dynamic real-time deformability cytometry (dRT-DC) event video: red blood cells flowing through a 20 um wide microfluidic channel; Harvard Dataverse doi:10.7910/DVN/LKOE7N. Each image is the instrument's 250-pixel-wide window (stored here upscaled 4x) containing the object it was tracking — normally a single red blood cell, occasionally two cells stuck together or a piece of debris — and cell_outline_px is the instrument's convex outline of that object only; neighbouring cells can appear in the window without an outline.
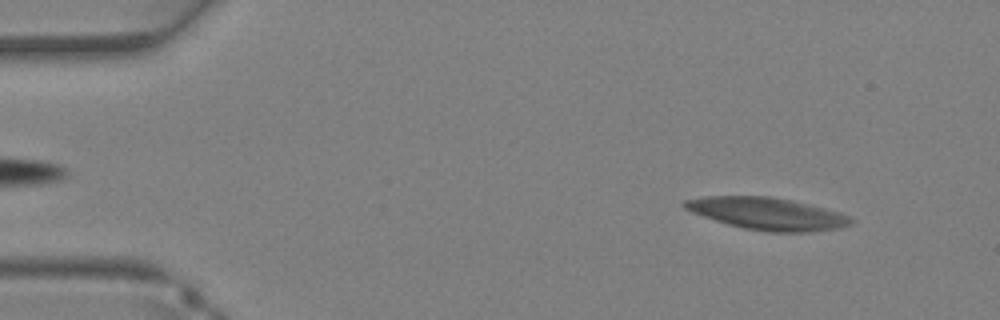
{"species": "Egyptian fruit bat (a non-hibernating species)", "species_latin": "Rousettus aegyptiacus", "temperature_condition": "warm", "stored_images_in_passage": 38, "camera_frame_rate_fps": 3000, "um_per_image_px": 0.085, "animal": {"sex": "female"}, "frame": {"image": 1, "passage_image": 3, "time_ms": 0.667, "image_size_px": [1000, 320], "cell_outline_px": [[856, 220], [852, 224], [840, 228], [812, 232], [768, 232], [744, 228], [728, 224], [692, 212], [684, 208], [680, 204], [684, 200], [704, 196], [768, 196], [792, 200], [840, 212]], "centroid_in_image_um": [65.24, 18.16], "position_along_channel_um": 19.8, "area_um2": 31.27}}
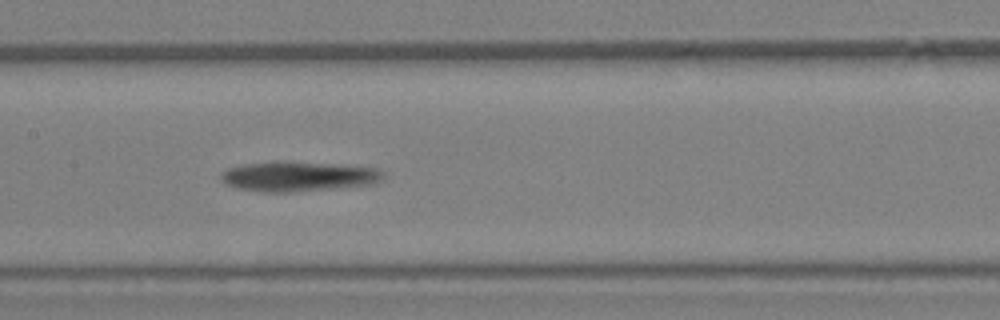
{"frame": {"image": 2, "passage_image": 18, "time_ms": 5.667, "image_size_px": [1000, 320], "cell_outline_px": [[384, 180], [372, 184], [292, 192], [268, 192], [236, 188], [220, 180], [220, 176], [228, 168], [244, 164], [276, 160], [284, 160], [380, 168], [384, 172]], "centroid_in_image_um": [25.37, 14.97], "position_along_channel_um": 182.0, "area_um2": 28.44}}
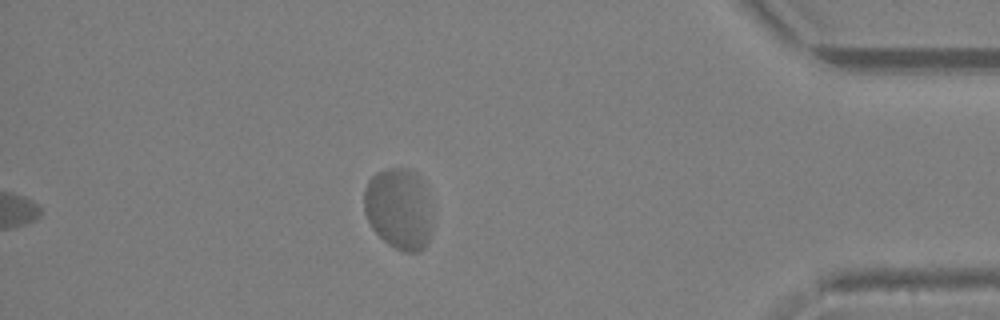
{"frame": {"image": 3, "passage_image": 33, "time_ms": 10.667, "image_size_px": [1000, 320], "cell_outline_px": [[432, 228], [428, 240], [424, 248], [416, 252], [404, 252], [388, 244], [372, 228], [364, 212], [364, 188], [368, 180], [376, 172], [388, 168], [408, 168], [416, 172], [420, 176], [424, 184], [432, 216]], "centroid_in_image_um": [33.9, 17.72], "position_along_channel_um": 401.3, "area_um2": 32.66}}